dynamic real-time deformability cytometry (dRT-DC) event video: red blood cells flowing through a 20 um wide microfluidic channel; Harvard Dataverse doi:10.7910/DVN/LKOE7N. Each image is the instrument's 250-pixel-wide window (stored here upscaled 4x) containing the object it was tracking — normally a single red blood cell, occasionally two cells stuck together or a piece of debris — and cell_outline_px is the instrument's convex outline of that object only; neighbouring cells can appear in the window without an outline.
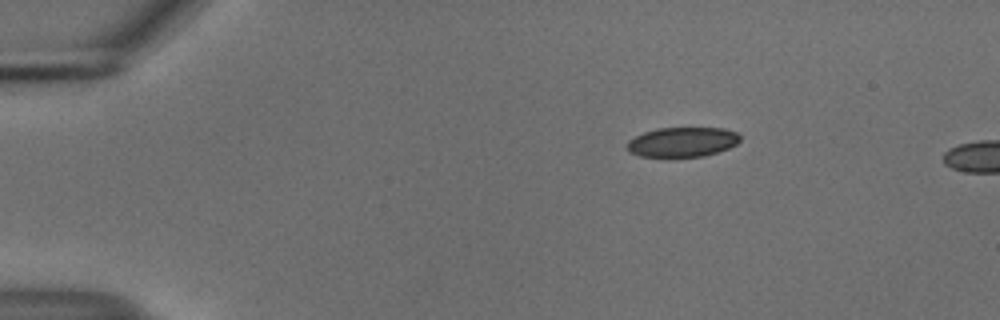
{"species": "common noctule bat (a hibernating species)", "species_latin": "Nyctalus noctula", "temperature_condition": "cold", "stored_images_in_passage": 4, "camera_frame_rate_fps": 3000, "um_per_image_px": 0.085, "animal": {"sex": "male", "body_mass_g": 18.8}, "frame": {"image": 1, "passage_image": 1, "time_ms": 0.0, "image_size_px": [1000, 320], "cell_outline_px": [[740, 140], [736, 144], [728, 148], [704, 156], [668, 160], [640, 156], [628, 152], [624, 148], [628, 140], [644, 132], [656, 128], [724, 128], [736, 132], [740, 136]], "centroid_in_image_um": [57.92, 12.12], "position_along_channel_um": 27.1, "area_um2": 20.46}}